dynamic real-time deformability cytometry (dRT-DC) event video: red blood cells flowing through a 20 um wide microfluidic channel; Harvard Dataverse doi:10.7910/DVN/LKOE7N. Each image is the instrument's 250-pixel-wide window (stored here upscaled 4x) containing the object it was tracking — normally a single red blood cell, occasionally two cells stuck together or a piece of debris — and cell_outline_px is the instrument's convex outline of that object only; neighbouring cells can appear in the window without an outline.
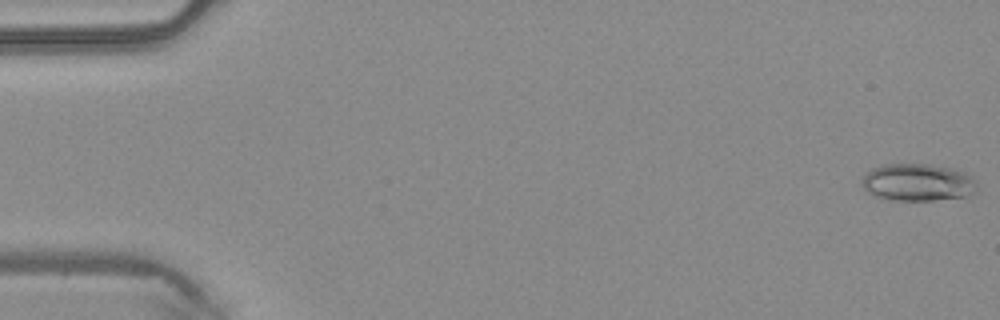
{"species": "common noctule bat (a hibernating species)", "species_latin": "Nyctalus noctula", "temperature_condition": "warm", "stored_images_in_passage": 49, "camera_frame_rate_fps": 3000, "um_per_image_px": 0.085, "animal": {"sex": "male", "body_mass_g": 20.4}, "frame": {"image": 1, "passage_image": 1, "time_ms": 0.0, "image_size_px": [1000, 320], "cell_outline_px": [[972, 192], [964, 196], [932, 200], [892, 200], [876, 196], [868, 192], [864, 188], [864, 176], [872, 168], [884, 164], [928, 164], [952, 168], [964, 172], [972, 176]], "centroid_in_image_um": [77.95, 15.49], "position_along_channel_um": 7.0, "area_um2": 24.33}}
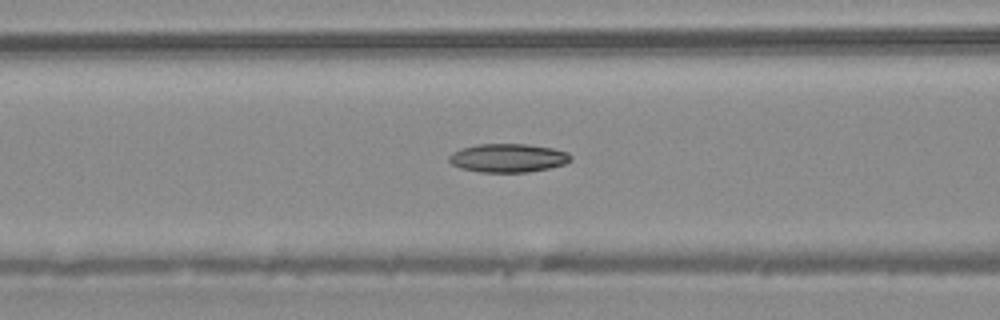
{"frame": {"image": 2, "passage_image": 20, "time_ms": 6.333, "image_size_px": [1000, 320], "cell_outline_px": [[572, 160], [564, 164], [548, 168], [528, 172], [480, 172], [460, 168], [452, 164], [448, 160], [448, 156], [452, 152], [460, 148], [480, 144], [528, 144], [552, 148], [568, 152], [572, 156]], "centroid_in_image_um": [43.17, 13.42], "position_along_channel_um": 123.4, "area_um2": 20.35}}
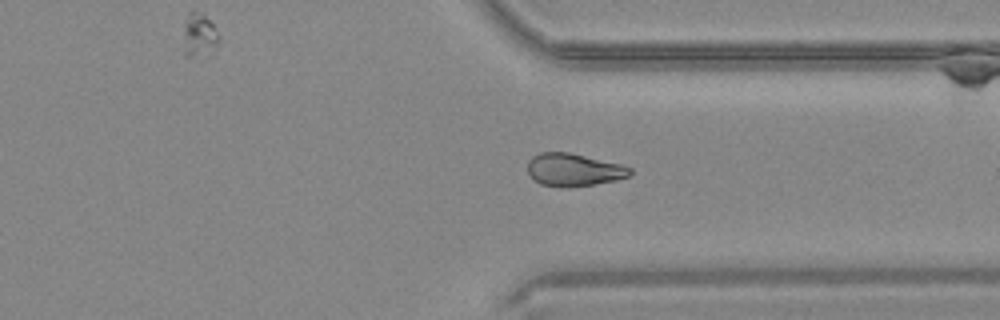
{"frame": {"image": 3, "passage_image": 37, "time_ms": 12.0, "image_size_px": [1000, 320], "cell_outline_px": [[632, 176], [616, 180], [568, 188], [540, 184], [532, 180], [528, 172], [528, 160], [532, 156], [540, 152], [568, 152], [620, 164], [632, 168]], "centroid_in_image_um": [48.75, 14.44], "position_along_channel_um": 362.7, "area_um2": 19.65}}